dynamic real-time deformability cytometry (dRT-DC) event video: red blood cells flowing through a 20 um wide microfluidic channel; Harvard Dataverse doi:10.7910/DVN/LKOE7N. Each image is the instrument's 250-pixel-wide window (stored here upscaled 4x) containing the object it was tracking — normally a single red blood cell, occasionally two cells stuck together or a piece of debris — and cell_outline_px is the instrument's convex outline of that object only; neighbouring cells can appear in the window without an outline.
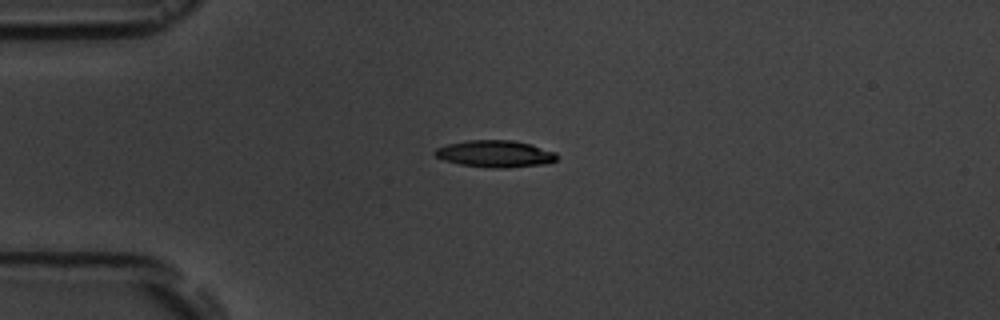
{"species": "common noctule bat (a hibernating species)", "species_latin": "Nyctalus noctula", "temperature_condition": "room temperature", "stored_images_in_passage": 2, "camera_frame_rate_fps": 3000, "um_per_image_px": 0.085, "animal": {"sex": "male", "body_mass_g": 19.5, "forearm_length_mm": 54.6}, "frame": {"image": 1, "passage_image": 1, "time_ms": 0.0, "image_size_px": [1000, 320], "cell_outline_px": [[560, 156], [556, 160], [544, 164], [504, 168], [488, 168], [460, 164], [444, 160], [436, 156], [432, 152], [436, 148], [448, 144], [468, 140], [512, 140], [532, 144], [556, 152]], "centroid_in_image_um": [42.11, 13.07], "position_along_channel_um": 42.9, "area_um2": 19.25}}